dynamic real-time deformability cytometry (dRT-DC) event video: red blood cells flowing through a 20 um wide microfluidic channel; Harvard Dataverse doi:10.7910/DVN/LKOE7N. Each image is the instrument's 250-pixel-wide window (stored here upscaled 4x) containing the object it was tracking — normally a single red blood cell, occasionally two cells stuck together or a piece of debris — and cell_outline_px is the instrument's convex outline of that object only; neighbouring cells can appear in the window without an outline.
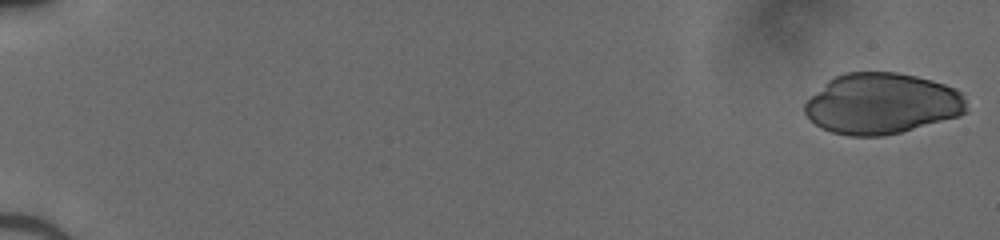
{"species": "human", "species_latin": "Homo sapiens", "temperature_condition": "cold", "stored_images_in_passage": 50, "camera_frame_rate_fps": 3000, "um_per_image_px": 0.085, "donor": {"sex": "male"}, "frame": {"image": 1, "passage_image": 1, "time_ms": 0.0, "image_size_px": [1000, 240], "cell_outline_px": [[968, 112], [960, 116], [900, 132], [880, 136], [848, 136], [832, 132], [820, 128], [804, 112], [804, 104], [828, 80], [844, 72], [896, 72], [916, 76], [932, 80], [956, 88], [960, 92], [964, 100]], "centroid_in_image_um": [74.96, 8.81], "position_along_channel_um": 10.0, "area_um2": 57.28}}